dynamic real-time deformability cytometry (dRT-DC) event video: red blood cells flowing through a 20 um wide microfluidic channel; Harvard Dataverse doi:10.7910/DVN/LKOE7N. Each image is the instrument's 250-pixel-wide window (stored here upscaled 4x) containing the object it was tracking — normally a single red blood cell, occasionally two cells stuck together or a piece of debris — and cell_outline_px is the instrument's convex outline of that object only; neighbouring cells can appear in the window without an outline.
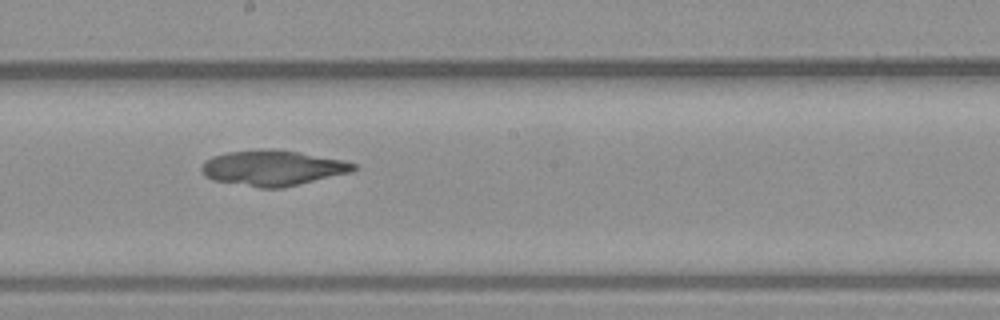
{"species": "common noctule bat (a hibernating species)", "species_latin": "Nyctalus noctula", "temperature_condition": "warm", "stored_images_in_passage": 40, "camera_frame_rate_fps": 3000, "um_per_image_px": 0.085, "animal": {"sex": "male", "body_mass_g": 23.1, "forearm_length_mm": 52.7}, "frame": {"image": 1, "passage_image": 22, "time_ms": 7.0, "image_size_px": [1000, 320], "cell_outline_px": [[356, 168], [352, 172], [284, 188], [260, 188], [212, 180], [204, 176], [200, 168], [212, 156], [228, 152], [296, 152], [344, 160], [356, 164]], "centroid_in_image_um": [23.21, 14.34], "position_along_channel_um": 225.0, "area_um2": 30.35}}
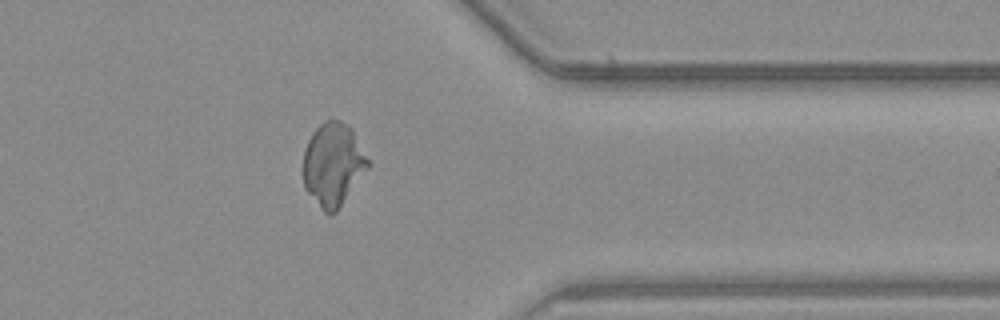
{"frame": {"image": 2, "passage_image": 32, "time_ms": 10.333, "image_size_px": [1000, 320], "cell_outline_px": [[368, 168], [336, 212], [324, 212], [320, 208], [304, 188], [304, 148], [312, 132], [324, 120], [340, 120], [348, 124], [352, 128], [368, 160]], "centroid_in_image_um": [28.29, 13.95], "position_along_channel_um": 383.1, "area_um2": 31.04}}
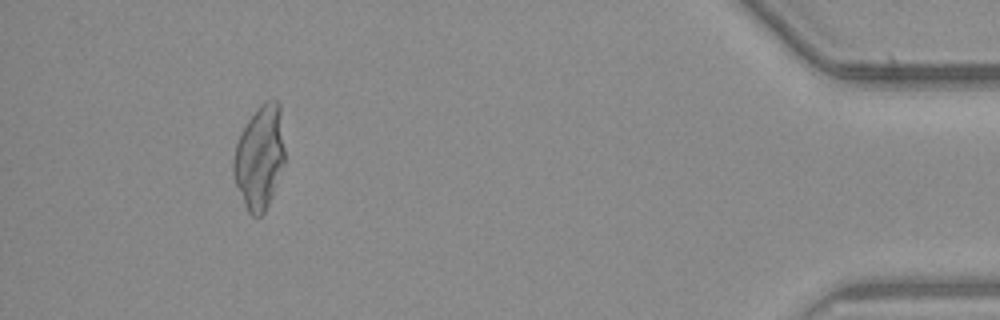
{"frame": {"image": 3, "passage_image": 37, "time_ms": 12.0, "image_size_px": [1000, 320], "cell_outline_px": [[284, 164], [268, 204], [264, 212], [260, 216], [252, 216], [248, 212], [244, 204], [236, 184], [232, 172], [232, 160], [236, 144], [248, 120], [256, 108], [264, 100], [280, 100], [284, 148]], "centroid_in_image_um": [22.07, 13.33], "position_along_channel_um": 413.1, "area_um2": 30.92}}